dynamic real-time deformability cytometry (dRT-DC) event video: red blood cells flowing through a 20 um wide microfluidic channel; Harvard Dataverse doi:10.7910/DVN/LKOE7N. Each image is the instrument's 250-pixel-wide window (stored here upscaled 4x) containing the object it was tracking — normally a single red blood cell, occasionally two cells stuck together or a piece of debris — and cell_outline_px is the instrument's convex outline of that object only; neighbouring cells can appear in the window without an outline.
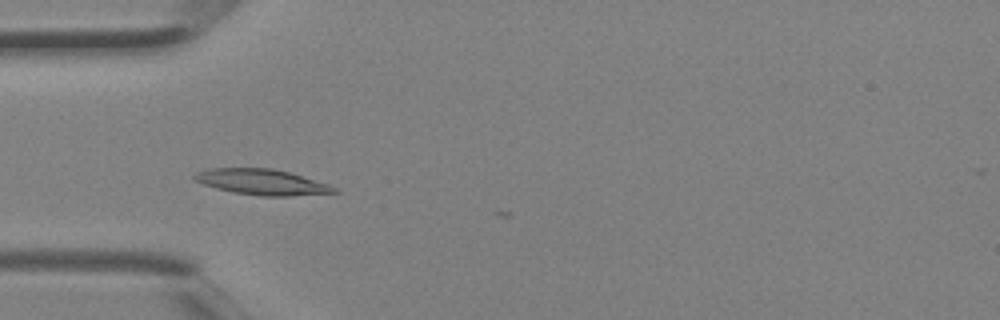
{"species": "Egyptian fruit bat (a non-hibernating species)", "species_latin": "Rousettus aegyptiacus", "temperature_condition": "room temperature", "stored_images_in_passage": 4, "camera_frame_rate_fps": 3000, "um_per_image_px": 0.085, "animal": {"sex": "female"}, "frame": {"image": 1, "passage_image": 4, "time_ms": 1.0, "image_size_px": [1000, 320], "cell_outline_px": [[340, 192], [288, 196], [260, 196], [232, 192], [216, 188], [192, 180], [192, 176], [196, 172], [208, 168], [272, 168], [288, 172], [328, 184], [336, 188]], "centroid_in_image_um": [22.21, 15.47], "position_along_channel_um": 62.8, "area_um2": 20.87}}